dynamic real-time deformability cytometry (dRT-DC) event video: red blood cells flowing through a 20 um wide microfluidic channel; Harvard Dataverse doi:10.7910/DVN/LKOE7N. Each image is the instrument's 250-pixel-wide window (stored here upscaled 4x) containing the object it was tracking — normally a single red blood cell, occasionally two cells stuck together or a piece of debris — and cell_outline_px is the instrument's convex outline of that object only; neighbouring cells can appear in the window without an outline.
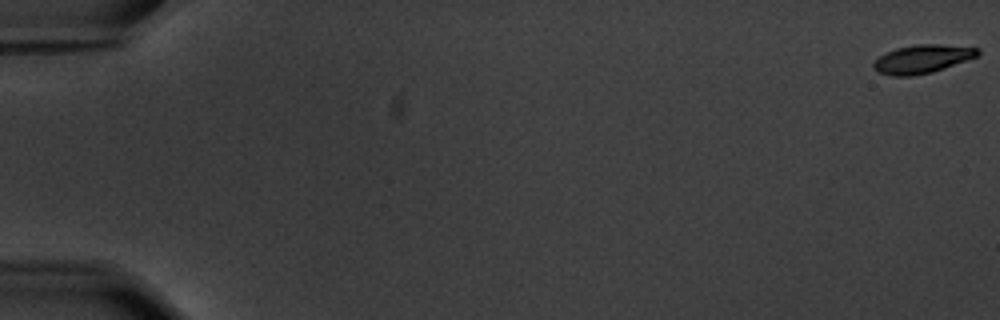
{"species": "common noctule bat (a hibernating species)", "species_latin": "Nyctalus noctula", "temperature_condition": "warm", "stored_images_in_passage": 12, "camera_frame_rate_fps": 3000, "um_per_image_px": 0.085, "animal": {"sex": "male", "body_mass_g": 20.1, "forearm_length_mm": 53.5}, "frame": {"image": 1, "passage_image": 1, "time_ms": 0.0, "image_size_px": [1000, 320], "cell_outline_px": [[980, 52], [976, 56], [944, 68], [932, 72], [912, 76], [892, 76], [880, 72], [872, 68], [872, 64], [880, 56], [896, 48], [920, 44], [940, 44], [980, 48]], "centroid_in_image_um": [78.38, 5.01], "position_along_channel_um": 6.6, "area_um2": 16.99}}